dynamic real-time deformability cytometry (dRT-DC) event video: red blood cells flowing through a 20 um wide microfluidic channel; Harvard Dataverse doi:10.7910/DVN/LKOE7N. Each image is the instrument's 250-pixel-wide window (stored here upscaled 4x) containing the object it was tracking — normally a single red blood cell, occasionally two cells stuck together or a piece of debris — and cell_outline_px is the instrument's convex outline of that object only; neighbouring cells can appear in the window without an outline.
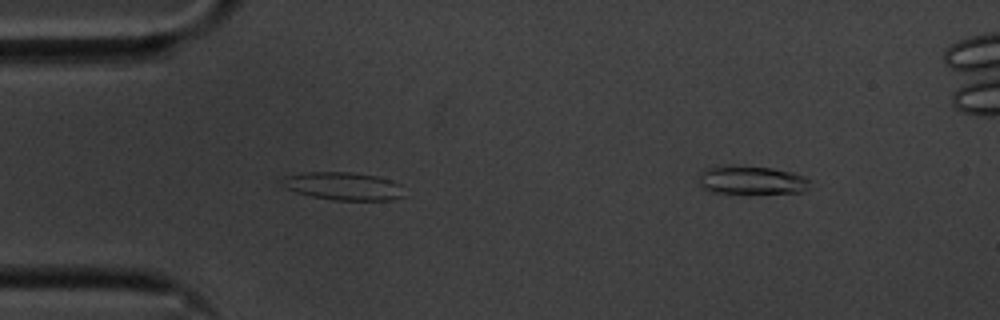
{"species": "common noctule bat (a hibernating species)", "species_latin": "Nyctalus noctula", "temperature_condition": "cold", "stored_images_in_passage": 47, "camera_frame_rate_fps": 3000, "um_per_image_px": 0.085, "animal": {"sex": "male", "body_mass_g": 20.1, "forearm_length_mm": 53.5}, "frame": {"image": 1, "passage_image": 15, "time_ms": 4.667, "image_size_px": [1000, 320], "cell_outline_px": [[404, 196], [392, 200], [332, 200], [312, 196], [296, 192], [280, 184], [280, 180], [284, 176], [304, 172], [348, 172], [376, 176], [400, 184]], "centroid_in_image_um": [29.14, 15.82], "position_along_channel_um": 55.9, "area_um2": 19.77}}
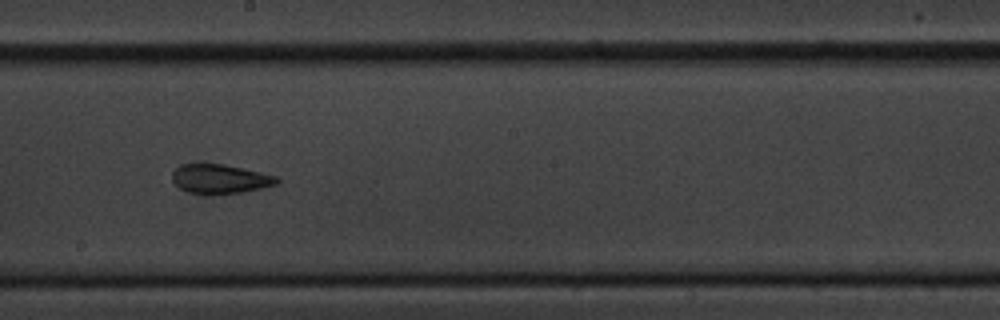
{"frame": {"image": 2, "passage_image": 30, "time_ms": 9.667, "image_size_px": [1000, 320], "cell_outline_px": [[280, 180], [276, 184], [260, 188], [240, 192], [188, 192], [180, 188], [172, 180], [172, 172], [180, 164], [224, 164], [260, 172], [276, 176]], "centroid_in_image_um": [18.69, 15.17], "position_along_channel_um": 229.5, "area_um2": 17.17}}
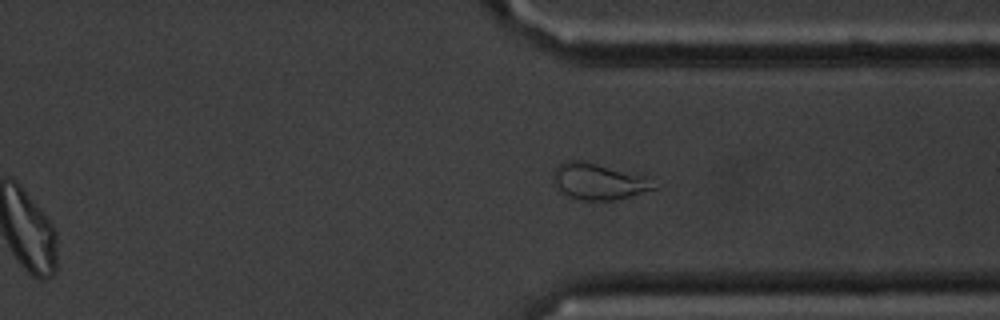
{"frame": {"image": 3, "passage_image": 41, "time_ms": 13.333, "image_size_px": [1000, 320], "cell_outline_px": [[664, 184], [660, 188], [616, 200], [584, 200], [564, 196], [556, 184], [552, 176], [552, 172], [564, 160], [584, 160], [648, 176]], "centroid_in_image_um": [51.0, 15.42], "position_along_channel_um": 360.4, "area_um2": 22.08}, "authors_computed_cell_mechanics": {"area_um2": 18.0914, "velocity_mm_per_s": 3.5642, "shape_relaxation_time_tau1_ms": null, "shape_relaxation_time_tau2_ms": 2.9422, "deformation_change_tau1": null, "deformation_change_tau2": 0.1129}}